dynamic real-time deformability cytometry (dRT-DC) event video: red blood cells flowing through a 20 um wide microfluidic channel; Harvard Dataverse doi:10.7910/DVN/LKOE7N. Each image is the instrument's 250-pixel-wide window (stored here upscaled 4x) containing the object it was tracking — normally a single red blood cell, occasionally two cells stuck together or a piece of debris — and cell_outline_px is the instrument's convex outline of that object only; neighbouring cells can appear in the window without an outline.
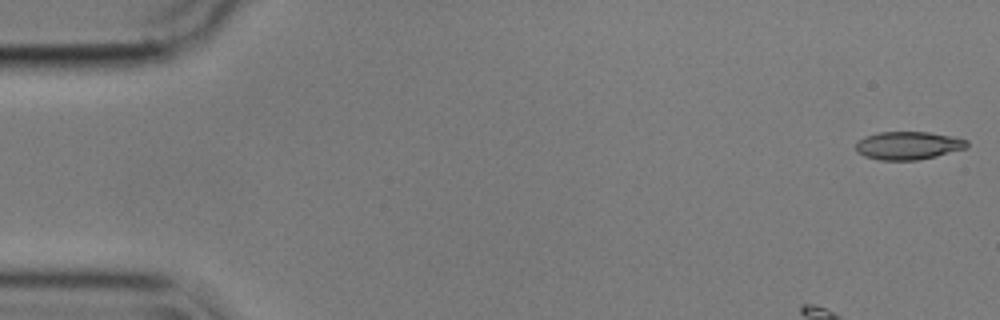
{"species": "common noctule bat (a hibernating species)", "species_latin": "Nyctalus noctula", "temperature_condition": "cold", "stored_images_in_passage": 55, "camera_frame_rate_fps": 3000, "um_per_image_px": 0.085, "animal": {"sex": "male", "body_mass_g": 17.9}, "frame": {"image": 1, "passage_image": 1, "time_ms": 0.0, "image_size_px": [1000, 320], "cell_outline_px": [[968, 144], [964, 148], [936, 156], [916, 160], [880, 160], [864, 156], [856, 152], [856, 144], [864, 136], [880, 132], [928, 132], [952, 136], [968, 140]], "centroid_in_image_um": [77.17, 12.37], "position_along_channel_um": 7.8, "area_um2": 18.03}}